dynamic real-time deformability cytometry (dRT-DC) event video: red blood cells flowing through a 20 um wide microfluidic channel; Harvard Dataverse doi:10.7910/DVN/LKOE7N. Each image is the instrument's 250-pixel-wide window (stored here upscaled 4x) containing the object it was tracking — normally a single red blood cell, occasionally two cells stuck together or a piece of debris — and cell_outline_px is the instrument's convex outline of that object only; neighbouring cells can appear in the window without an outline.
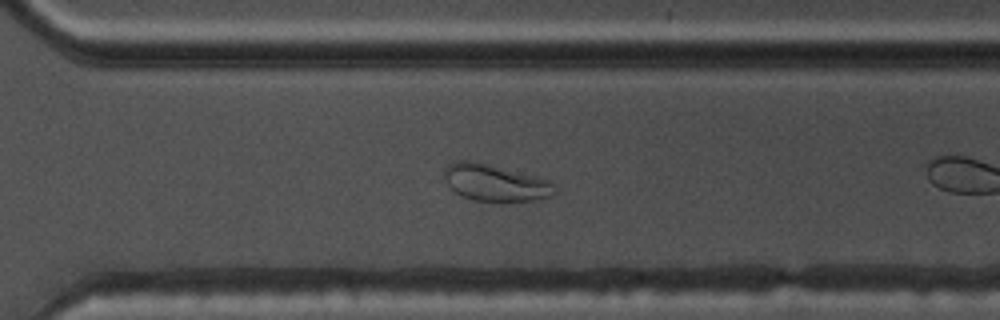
{"species": "common noctule bat (a hibernating species)", "species_latin": "Nyctalus noctula", "temperature_condition": "warm", "stored_images_in_passage": 40, "camera_frame_rate_fps": 3000, "um_per_image_px": 0.085, "animal": {"sex": "male", "body_mass_g": 17.5, "forearm_length_mm": 52.3}, "frame": {"image": 1, "passage_image": 23, "time_ms": 7.333, "image_size_px": [1000, 320], "cell_outline_px": [[556, 192], [548, 196], [536, 200], [500, 204], [472, 200], [460, 196], [448, 184], [444, 176], [444, 172], [456, 160], [472, 160], [548, 180], [552, 184]], "centroid_in_image_um": [42.08, 15.59], "position_along_channel_um": 328.5, "area_um2": 23.7}}
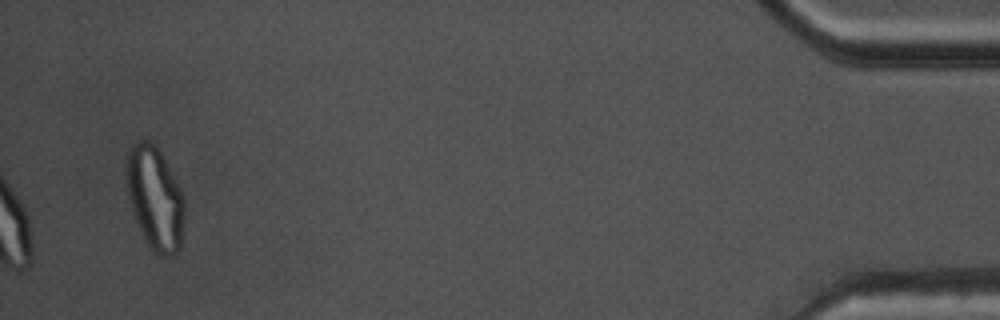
{"frame": {"image": 2, "passage_image": 40, "time_ms": 13.0, "image_size_px": [1000, 320], "cell_outline_px": [[184, 216], [180, 248], [176, 256], [160, 256], [152, 252], [144, 240], [132, 212], [128, 196], [128, 148], [132, 144], [140, 140], [148, 140], [160, 152], [176, 180], [180, 188], [184, 200]], "centroid_in_image_um": [13.19, 16.93], "position_along_channel_um": 422.0, "area_um2": 34.68}}